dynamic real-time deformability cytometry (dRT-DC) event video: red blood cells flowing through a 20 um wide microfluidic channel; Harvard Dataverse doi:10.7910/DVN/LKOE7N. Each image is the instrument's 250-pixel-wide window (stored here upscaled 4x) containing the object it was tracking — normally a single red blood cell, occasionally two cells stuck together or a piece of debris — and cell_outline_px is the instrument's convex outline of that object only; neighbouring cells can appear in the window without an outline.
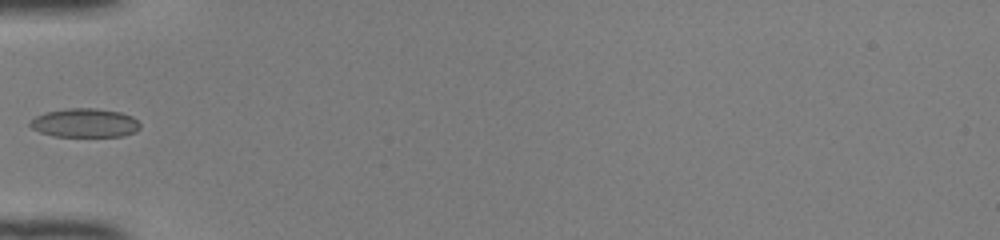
{"species": "common noctule bat (a hibernating species)", "species_latin": "Nyctalus noctula", "temperature_condition": "room temperature", "stored_images_in_passage": 5, "camera_frame_rate_fps": 3000, "um_per_image_px": 0.085, "animal": {"sex": "female", "body_mass_g": 22.0, "forearm_length_mm": 56.7}, "frame": {"image": 1, "passage_image": 1, "time_ms": 0.0, "image_size_px": [1000, 240], "cell_outline_px": [[140, 128], [136, 132], [124, 136], [56, 136], [40, 132], [32, 128], [28, 124], [36, 116], [44, 112], [64, 108], [96, 108], [120, 112], [132, 116], [140, 124]], "centroid_in_image_um": [7.22, 10.44], "position_along_channel_um": 77.8, "area_um2": 18.55}}